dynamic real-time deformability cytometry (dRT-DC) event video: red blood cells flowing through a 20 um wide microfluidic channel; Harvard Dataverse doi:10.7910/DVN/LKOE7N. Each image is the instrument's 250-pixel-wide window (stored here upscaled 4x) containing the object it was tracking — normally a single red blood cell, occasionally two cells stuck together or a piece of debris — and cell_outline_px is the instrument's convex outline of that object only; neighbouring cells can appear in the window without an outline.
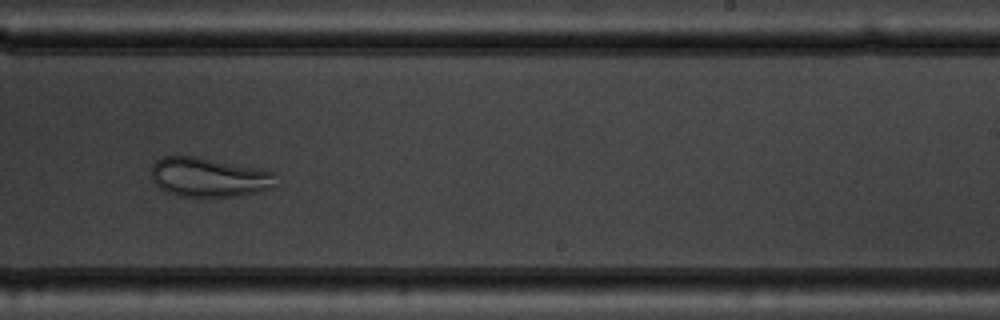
{"species": "common noctule bat (a hibernating species)", "species_latin": "Nyctalus noctula", "temperature_condition": "warm", "stored_images_in_passage": 43, "camera_frame_rate_fps": 3000, "um_per_image_px": 0.085, "animal": {"sex": "male", "body_mass_g": 19.5, "forearm_length_mm": 54.6}, "frame": {"image": 1, "passage_image": 31, "time_ms": 10.0, "image_size_px": [1000, 320], "cell_outline_px": [[276, 184], [272, 188], [256, 192], [236, 196], [180, 196], [164, 192], [152, 180], [152, 164], [156, 160], [164, 156], [196, 156], [260, 168], [276, 172]], "centroid_in_image_um": [17.77, 15.06], "position_along_channel_um": 271.2, "area_um2": 28.78}}